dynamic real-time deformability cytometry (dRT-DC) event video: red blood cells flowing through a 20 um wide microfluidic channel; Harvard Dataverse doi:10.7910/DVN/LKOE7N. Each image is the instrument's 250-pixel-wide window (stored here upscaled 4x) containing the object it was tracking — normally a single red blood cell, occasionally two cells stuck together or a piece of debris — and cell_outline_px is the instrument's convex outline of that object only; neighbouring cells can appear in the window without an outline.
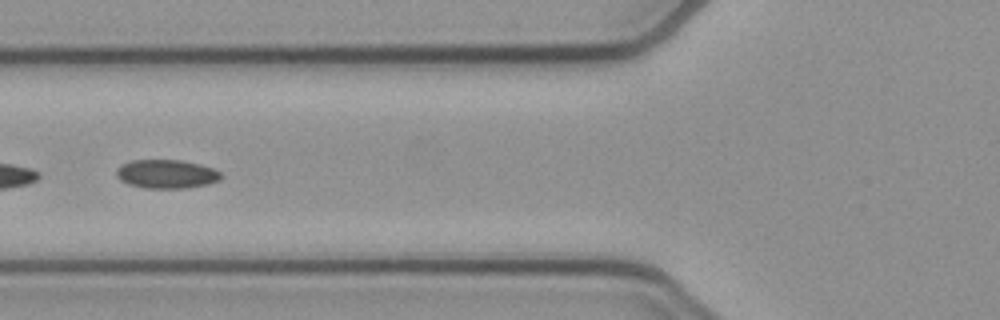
{"species": "common noctule bat (a hibernating species)", "species_latin": "Nyctalus noctula", "temperature_condition": "cold", "stored_images_in_passage": 28, "segment_of_instrument_passage": [2, 2], "camera_frame_rate_fps": 3000, "um_per_image_px": 0.085, "animal": {"sex": "female", "body_mass_g": 21.9}, "frame": {"image": 1, "passage_image": 20, "time_ms": 6.333, "image_size_px": [1000, 320], "cell_outline_px": [[224, 176], [220, 180], [208, 184], [188, 188], [144, 188], [128, 184], [120, 180], [116, 176], [116, 168], [132, 160], [180, 160], [200, 164], [212, 168], [220, 172]], "centroid_in_image_um": [14.17, 14.8], "position_along_channel_um": 111.6, "area_um2": 17.63}}